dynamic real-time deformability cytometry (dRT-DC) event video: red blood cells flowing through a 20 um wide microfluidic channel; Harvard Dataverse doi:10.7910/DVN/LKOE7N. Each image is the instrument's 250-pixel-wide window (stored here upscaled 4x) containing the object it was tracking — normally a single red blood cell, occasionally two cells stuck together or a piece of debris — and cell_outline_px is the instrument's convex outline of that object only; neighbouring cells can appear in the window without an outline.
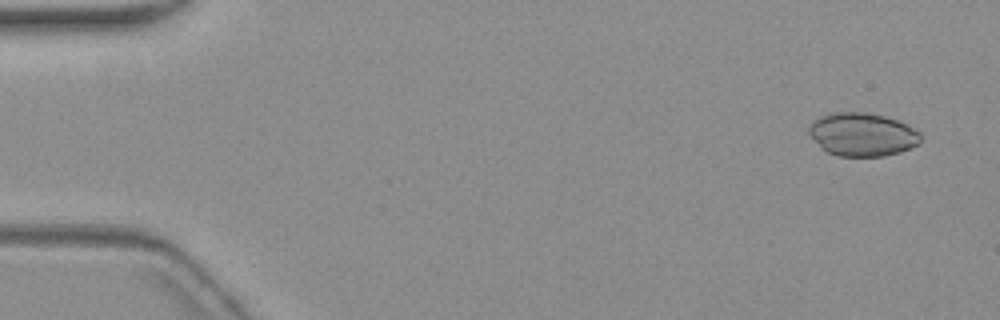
{"species": "common noctule bat (a hibernating species)", "species_latin": "Nyctalus noctula", "temperature_condition": "warm", "stored_images_in_passage": 5, "camera_frame_rate_fps": 3000, "um_per_image_px": 0.085, "animal": {"sex": "female", "body_mass_g": 19.3, "forearm_length_mm": 54.1}, "frame": {"image": 1, "passage_image": 1, "time_ms": 0.0, "image_size_px": [1000, 320], "cell_outline_px": [[920, 144], [912, 148], [900, 152], [884, 156], [836, 156], [828, 152], [808, 136], [808, 128], [812, 120], [820, 116], [832, 112], [864, 112], [884, 116], [896, 120], [920, 132]], "centroid_in_image_um": [73.27, 11.43], "position_along_channel_um": 11.7, "area_um2": 28.32}}
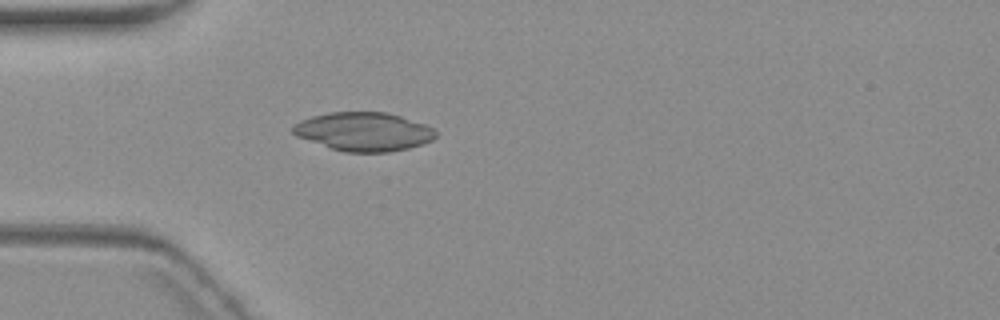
{"frame": {"image": 2, "passage_image": 5, "time_ms": 4.667, "image_size_px": [1000, 320], "cell_outline_px": [[436, 136], [432, 140], [408, 148], [388, 152], [344, 152], [296, 136], [292, 132], [292, 124], [300, 120], [312, 116], [328, 112], [384, 112], [400, 116], [424, 124], [432, 128], [436, 132]], "centroid_in_image_um": [30.88, 11.18], "position_along_channel_um": 54.1, "area_um2": 31.96}}